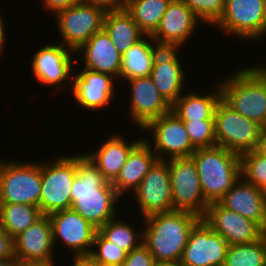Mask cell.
<instances>
[{"mask_svg": "<svg viewBox=\"0 0 266 266\" xmlns=\"http://www.w3.org/2000/svg\"><path fill=\"white\" fill-rule=\"evenodd\" d=\"M72 266H103L98 263L91 255L73 256Z\"/></svg>", "mask_w": 266, "mask_h": 266, "instance_id": "41", "label": "cell"}, {"mask_svg": "<svg viewBox=\"0 0 266 266\" xmlns=\"http://www.w3.org/2000/svg\"><path fill=\"white\" fill-rule=\"evenodd\" d=\"M241 177L260 188L266 183V156L256 150L240 155Z\"/></svg>", "mask_w": 266, "mask_h": 266, "instance_id": "33", "label": "cell"}, {"mask_svg": "<svg viewBox=\"0 0 266 266\" xmlns=\"http://www.w3.org/2000/svg\"><path fill=\"white\" fill-rule=\"evenodd\" d=\"M80 0H43V6L45 11L52 14H56L58 11L67 9L74 4H77ZM48 10V11H47Z\"/></svg>", "mask_w": 266, "mask_h": 266, "instance_id": "40", "label": "cell"}, {"mask_svg": "<svg viewBox=\"0 0 266 266\" xmlns=\"http://www.w3.org/2000/svg\"><path fill=\"white\" fill-rule=\"evenodd\" d=\"M221 79V99L247 119L266 127V65L240 66Z\"/></svg>", "mask_w": 266, "mask_h": 266, "instance_id": "3", "label": "cell"}, {"mask_svg": "<svg viewBox=\"0 0 266 266\" xmlns=\"http://www.w3.org/2000/svg\"><path fill=\"white\" fill-rule=\"evenodd\" d=\"M13 243L16 259L54 261L52 225L46 215L15 236Z\"/></svg>", "mask_w": 266, "mask_h": 266, "instance_id": "22", "label": "cell"}, {"mask_svg": "<svg viewBox=\"0 0 266 266\" xmlns=\"http://www.w3.org/2000/svg\"><path fill=\"white\" fill-rule=\"evenodd\" d=\"M119 216L108 220L98 228V232L108 241L117 244L126 253L138 248L143 243V231L138 232L133 223L118 220ZM136 230V231H135Z\"/></svg>", "mask_w": 266, "mask_h": 266, "instance_id": "31", "label": "cell"}, {"mask_svg": "<svg viewBox=\"0 0 266 266\" xmlns=\"http://www.w3.org/2000/svg\"><path fill=\"white\" fill-rule=\"evenodd\" d=\"M178 50L162 48L155 57L150 74L156 88L170 105L184 93L186 87L184 83L187 77Z\"/></svg>", "mask_w": 266, "mask_h": 266, "instance_id": "20", "label": "cell"}, {"mask_svg": "<svg viewBox=\"0 0 266 266\" xmlns=\"http://www.w3.org/2000/svg\"><path fill=\"white\" fill-rule=\"evenodd\" d=\"M70 193L71 209L97 229L118 214L120 196L84 153L76 155V175Z\"/></svg>", "mask_w": 266, "mask_h": 266, "instance_id": "1", "label": "cell"}, {"mask_svg": "<svg viewBox=\"0 0 266 266\" xmlns=\"http://www.w3.org/2000/svg\"><path fill=\"white\" fill-rule=\"evenodd\" d=\"M41 193V162L22 163L0 159V203L38 206Z\"/></svg>", "mask_w": 266, "mask_h": 266, "instance_id": "6", "label": "cell"}, {"mask_svg": "<svg viewBox=\"0 0 266 266\" xmlns=\"http://www.w3.org/2000/svg\"><path fill=\"white\" fill-rule=\"evenodd\" d=\"M0 266H16V258H8L0 261Z\"/></svg>", "mask_w": 266, "mask_h": 266, "instance_id": "45", "label": "cell"}, {"mask_svg": "<svg viewBox=\"0 0 266 266\" xmlns=\"http://www.w3.org/2000/svg\"><path fill=\"white\" fill-rule=\"evenodd\" d=\"M14 257L13 238L0 228V261Z\"/></svg>", "mask_w": 266, "mask_h": 266, "instance_id": "38", "label": "cell"}, {"mask_svg": "<svg viewBox=\"0 0 266 266\" xmlns=\"http://www.w3.org/2000/svg\"><path fill=\"white\" fill-rule=\"evenodd\" d=\"M138 203L141 219L146 216L174 211L168 162L157 160L140 185L132 192Z\"/></svg>", "mask_w": 266, "mask_h": 266, "instance_id": "13", "label": "cell"}, {"mask_svg": "<svg viewBox=\"0 0 266 266\" xmlns=\"http://www.w3.org/2000/svg\"><path fill=\"white\" fill-rule=\"evenodd\" d=\"M158 160L150 144L143 139L129 154L118 176L112 182L116 193L121 197L128 190H134L140 185L150 168Z\"/></svg>", "mask_w": 266, "mask_h": 266, "instance_id": "25", "label": "cell"}, {"mask_svg": "<svg viewBox=\"0 0 266 266\" xmlns=\"http://www.w3.org/2000/svg\"><path fill=\"white\" fill-rule=\"evenodd\" d=\"M202 21L214 25L223 15L225 0H182Z\"/></svg>", "mask_w": 266, "mask_h": 266, "instance_id": "36", "label": "cell"}, {"mask_svg": "<svg viewBox=\"0 0 266 266\" xmlns=\"http://www.w3.org/2000/svg\"><path fill=\"white\" fill-rule=\"evenodd\" d=\"M75 54L78 55V58H81L79 61H84L82 62L84 63L83 68L110 74L117 80L120 79L122 55L104 29L93 34Z\"/></svg>", "mask_w": 266, "mask_h": 266, "instance_id": "21", "label": "cell"}, {"mask_svg": "<svg viewBox=\"0 0 266 266\" xmlns=\"http://www.w3.org/2000/svg\"><path fill=\"white\" fill-rule=\"evenodd\" d=\"M125 81L130 86L128 115L135 127L144 129L152 120L171 111V105L160 94L150 76Z\"/></svg>", "mask_w": 266, "mask_h": 266, "instance_id": "18", "label": "cell"}, {"mask_svg": "<svg viewBox=\"0 0 266 266\" xmlns=\"http://www.w3.org/2000/svg\"><path fill=\"white\" fill-rule=\"evenodd\" d=\"M152 266H179V264L155 262Z\"/></svg>", "mask_w": 266, "mask_h": 266, "instance_id": "47", "label": "cell"}, {"mask_svg": "<svg viewBox=\"0 0 266 266\" xmlns=\"http://www.w3.org/2000/svg\"><path fill=\"white\" fill-rule=\"evenodd\" d=\"M168 162L172 205L174 210L188 211L203 218L209 203L205 200L197 167L190 157L166 160Z\"/></svg>", "mask_w": 266, "mask_h": 266, "instance_id": "9", "label": "cell"}, {"mask_svg": "<svg viewBox=\"0 0 266 266\" xmlns=\"http://www.w3.org/2000/svg\"><path fill=\"white\" fill-rule=\"evenodd\" d=\"M201 219L194 213L179 210L146 216L143 244L155 262L179 264L189 235Z\"/></svg>", "mask_w": 266, "mask_h": 266, "instance_id": "2", "label": "cell"}, {"mask_svg": "<svg viewBox=\"0 0 266 266\" xmlns=\"http://www.w3.org/2000/svg\"><path fill=\"white\" fill-rule=\"evenodd\" d=\"M38 206L0 203V228L14 238L43 217Z\"/></svg>", "mask_w": 266, "mask_h": 266, "instance_id": "29", "label": "cell"}, {"mask_svg": "<svg viewBox=\"0 0 266 266\" xmlns=\"http://www.w3.org/2000/svg\"><path fill=\"white\" fill-rule=\"evenodd\" d=\"M75 73L73 72L72 90L70 91L79 106L90 111H97L111 104L115 97L114 84L116 83L114 81L118 82L115 77L86 68Z\"/></svg>", "mask_w": 266, "mask_h": 266, "instance_id": "19", "label": "cell"}, {"mask_svg": "<svg viewBox=\"0 0 266 266\" xmlns=\"http://www.w3.org/2000/svg\"><path fill=\"white\" fill-rule=\"evenodd\" d=\"M2 14H0V50L3 52L4 50H3V48L5 47L4 46V41H6L5 39H6V30H5V28L7 27V26H5L4 24L6 23L5 21H4V18H2L3 16H1Z\"/></svg>", "mask_w": 266, "mask_h": 266, "instance_id": "44", "label": "cell"}, {"mask_svg": "<svg viewBox=\"0 0 266 266\" xmlns=\"http://www.w3.org/2000/svg\"><path fill=\"white\" fill-rule=\"evenodd\" d=\"M125 140L121 134H112L91 153H84L103 174L108 182H113L125 164L130 152L143 140Z\"/></svg>", "mask_w": 266, "mask_h": 266, "instance_id": "23", "label": "cell"}, {"mask_svg": "<svg viewBox=\"0 0 266 266\" xmlns=\"http://www.w3.org/2000/svg\"><path fill=\"white\" fill-rule=\"evenodd\" d=\"M261 195L264 200V204L266 206V183L260 187Z\"/></svg>", "mask_w": 266, "mask_h": 266, "instance_id": "46", "label": "cell"}, {"mask_svg": "<svg viewBox=\"0 0 266 266\" xmlns=\"http://www.w3.org/2000/svg\"><path fill=\"white\" fill-rule=\"evenodd\" d=\"M228 246L202 218L189 235L179 266H223Z\"/></svg>", "mask_w": 266, "mask_h": 266, "instance_id": "15", "label": "cell"}, {"mask_svg": "<svg viewBox=\"0 0 266 266\" xmlns=\"http://www.w3.org/2000/svg\"><path fill=\"white\" fill-rule=\"evenodd\" d=\"M191 157L209 204L219 202L241 177L240 155L222 146L196 149Z\"/></svg>", "mask_w": 266, "mask_h": 266, "instance_id": "4", "label": "cell"}, {"mask_svg": "<svg viewBox=\"0 0 266 266\" xmlns=\"http://www.w3.org/2000/svg\"><path fill=\"white\" fill-rule=\"evenodd\" d=\"M55 261H36L16 259V266H54Z\"/></svg>", "mask_w": 266, "mask_h": 266, "instance_id": "42", "label": "cell"}, {"mask_svg": "<svg viewBox=\"0 0 266 266\" xmlns=\"http://www.w3.org/2000/svg\"><path fill=\"white\" fill-rule=\"evenodd\" d=\"M190 142L195 149L216 146L214 119L184 122Z\"/></svg>", "mask_w": 266, "mask_h": 266, "instance_id": "35", "label": "cell"}, {"mask_svg": "<svg viewBox=\"0 0 266 266\" xmlns=\"http://www.w3.org/2000/svg\"><path fill=\"white\" fill-rule=\"evenodd\" d=\"M161 49L150 35H145L122 55L120 80L150 76L155 57Z\"/></svg>", "mask_w": 266, "mask_h": 266, "instance_id": "26", "label": "cell"}, {"mask_svg": "<svg viewBox=\"0 0 266 266\" xmlns=\"http://www.w3.org/2000/svg\"><path fill=\"white\" fill-rule=\"evenodd\" d=\"M171 0H127L125 9L145 35H152Z\"/></svg>", "mask_w": 266, "mask_h": 266, "instance_id": "30", "label": "cell"}, {"mask_svg": "<svg viewBox=\"0 0 266 266\" xmlns=\"http://www.w3.org/2000/svg\"><path fill=\"white\" fill-rule=\"evenodd\" d=\"M76 175V155L41 161L39 209L43 215L71 208V186Z\"/></svg>", "mask_w": 266, "mask_h": 266, "instance_id": "5", "label": "cell"}, {"mask_svg": "<svg viewBox=\"0 0 266 266\" xmlns=\"http://www.w3.org/2000/svg\"><path fill=\"white\" fill-rule=\"evenodd\" d=\"M223 266H266V234L253 243L229 245Z\"/></svg>", "mask_w": 266, "mask_h": 266, "instance_id": "32", "label": "cell"}, {"mask_svg": "<svg viewBox=\"0 0 266 266\" xmlns=\"http://www.w3.org/2000/svg\"><path fill=\"white\" fill-rule=\"evenodd\" d=\"M154 263L153 255L142 243L138 248L127 253L126 259L121 266H152Z\"/></svg>", "mask_w": 266, "mask_h": 266, "instance_id": "37", "label": "cell"}, {"mask_svg": "<svg viewBox=\"0 0 266 266\" xmlns=\"http://www.w3.org/2000/svg\"><path fill=\"white\" fill-rule=\"evenodd\" d=\"M93 248L90 255L103 266H121L127 256L123 249L106 240L98 231L95 235Z\"/></svg>", "mask_w": 266, "mask_h": 266, "instance_id": "34", "label": "cell"}, {"mask_svg": "<svg viewBox=\"0 0 266 266\" xmlns=\"http://www.w3.org/2000/svg\"><path fill=\"white\" fill-rule=\"evenodd\" d=\"M103 29L121 55L145 36L125 8L106 11Z\"/></svg>", "mask_w": 266, "mask_h": 266, "instance_id": "28", "label": "cell"}, {"mask_svg": "<svg viewBox=\"0 0 266 266\" xmlns=\"http://www.w3.org/2000/svg\"><path fill=\"white\" fill-rule=\"evenodd\" d=\"M239 40H260L266 36V0H225L223 15L213 25Z\"/></svg>", "mask_w": 266, "mask_h": 266, "instance_id": "7", "label": "cell"}, {"mask_svg": "<svg viewBox=\"0 0 266 266\" xmlns=\"http://www.w3.org/2000/svg\"><path fill=\"white\" fill-rule=\"evenodd\" d=\"M219 202L225 208L258 223L266 231V206L260 188L240 177Z\"/></svg>", "mask_w": 266, "mask_h": 266, "instance_id": "24", "label": "cell"}, {"mask_svg": "<svg viewBox=\"0 0 266 266\" xmlns=\"http://www.w3.org/2000/svg\"><path fill=\"white\" fill-rule=\"evenodd\" d=\"M259 154L266 156V127L261 128L257 148L255 149Z\"/></svg>", "mask_w": 266, "mask_h": 266, "instance_id": "43", "label": "cell"}, {"mask_svg": "<svg viewBox=\"0 0 266 266\" xmlns=\"http://www.w3.org/2000/svg\"><path fill=\"white\" fill-rule=\"evenodd\" d=\"M73 56L75 52L61 43L43 45L32 56L30 63L32 74L41 85L57 86V90L63 88L62 83H66L65 86L69 84L72 86L74 77L72 72L76 69L74 63L79 62Z\"/></svg>", "mask_w": 266, "mask_h": 266, "instance_id": "12", "label": "cell"}, {"mask_svg": "<svg viewBox=\"0 0 266 266\" xmlns=\"http://www.w3.org/2000/svg\"><path fill=\"white\" fill-rule=\"evenodd\" d=\"M217 146L238 155L257 148L261 126L233 110L222 99L214 112Z\"/></svg>", "mask_w": 266, "mask_h": 266, "instance_id": "8", "label": "cell"}, {"mask_svg": "<svg viewBox=\"0 0 266 266\" xmlns=\"http://www.w3.org/2000/svg\"><path fill=\"white\" fill-rule=\"evenodd\" d=\"M203 219L229 245L253 243L266 234L258 223L225 208L220 202L209 204Z\"/></svg>", "mask_w": 266, "mask_h": 266, "instance_id": "16", "label": "cell"}, {"mask_svg": "<svg viewBox=\"0 0 266 266\" xmlns=\"http://www.w3.org/2000/svg\"><path fill=\"white\" fill-rule=\"evenodd\" d=\"M200 23L202 21L182 0H171L151 38L161 48L180 49Z\"/></svg>", "mask_w": 266, "mask_h": 266, "instance_id": "17", "label": "cell"}, {"mask_svg": "<svg viewBox=\"0 0 266 266\" xmlns=\"http://www.w3.org/2000/svg\"><path fill=\"white\" fill-rule=\"evenodd\" d=\"M105 13L103 8L83 2L58 11L54 16L62 38L60 43L76 52L103 29Z\"/></svg>", "mask_w": 266, "mask_h": 266, "instance_id": "10", "label": "cell"}, {"mask_svg": "<svg viewBox=\"0 0 266 266\" xmlns=\"http://www.w3.org/2000/svg\"><path fill=\"white\" fill-rule=\"evenodd\" d=\"M56 242L66 245L72 256L90 255L98 229L73 209L60 210L48 215Z\"/></svg>", "mask_w": 266, "mask_h": 266, "instance_id": "14", "label": "cell"}, {"mask_svg": "<svg viewBox=\"0 0 266 266\" xmlns=\"http://www.w3.org/2000/svg\"><path fill=\"white\" fill-rule=\"evenodd\" d=\"M80 2L101 7L105 11L120 10L125 8L124 0H80Z\"/></svg>", "mask_w": 266, "mask_h": 266, "instance_id": "39", "label": "cell"}, {"mask_svg": "<svg viewBox=\"0 0 266 266\" xmlns=\"http://www.w3.org/2000/svg\"><path fill=\"white\" fill-rule=\"evenodd\" d=\"M216 90L199 94L191 91L182 94L172 105L173 111L183 122L200 121L203 119H214L216 105L221 100V89L219 84Z\"/></svg>", "mask_w": 266, "mask_h": 266, "instance_id": "27", "label": "cell"}, {"mask_svg": "<svg viewBox=\"0 0 266 266\" xmlns=\"http://www.w3.org/2000/svg\"><path fill=\"white\" fill-rule=\"evenodd\" d=\"M143 130L152 134L153 142L147 137L144 139L158 160L190 157L196 150L190 142L184 122L173 111L152 120Z\"/></svg>", "mask_w": 266, "mask_h": 266, "instance_id": "11", "label": "cell"}]
</instances>
